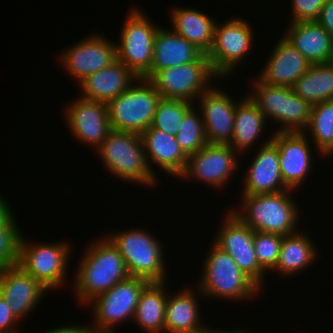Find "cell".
Returning <instances> with one entry per match:
<instances>
[{
	"instance_id": "6da1fadb",
	"label": "cell",
	"mask_w": 333,
	"mask_h": 333,
	"mask_svg": "<svg viewBox=\"0 0 333 333\" xmlns=\"http://www.w3.org/2000/svg\"><path fill=\"white\" fill-rule=\"evenodd\" d=\"M88 243L72 268L73 280H68L77 303L85 308L97 295L130 277L123 257L105 235Z\"/></svg>"
},
{
	"instance_id": "7a4b0ae2",
	"label": "cell",
	"mask_w": 333,
	"mask_h": 333,
	"mask_svg": "<svg viewBox=\"0 0 333 333\" xmlns=\"http://www.w3.org/2000/svg\"><path fill=\"white\" fill-rule=\"evenodd\" d=\"M296 192L287 189L277 193L241 195L238 206L235 204L228 209L253 231L286 236L300 230L299 221L304 210L292 197Z\"/></svg>"
},
{
	"instance_id": "3957f363",
	"label": "cell",
	"mask_w": 333,
	"mask_h": 333,
	"mask_svg": "<svg viewBox=\"0 0 333 333\" xmlns=\"http://www.w3.org/2000/svg\"><path fill=\"white\" fill-rule=\"evenodd\" d=\"M96 152L106 172L116 180L148 188H155L160 182L149 168L138 133L112 129Z\"/></svg>"
},
{
	"instance_id": "277c9868",
	"label": "cell",
	"mask_w": 333,
	"mask_h": 333,
	"mask_svg": "<svg viewBox=\"0 0 333 333\" xmlns=\"http://www.w3.org/2000/svg\"><path fill=\"white\" fill-rule=\"evenodd\" d=\"M211 243L201 265V277L195 283L203 294L202 298L233 302H249L258 298L262 290L239 268L228 253L212 241Z\"/></svg>"
},
{
	"instance_id": "5b68a950",
	"label": "cell",
	"mask_w": 333,
	"mask_h": 333,
	"mask_svg": "<svg viewBox=\"0 0 333 333\" xmlns=\"http://www.w3.org/2000/svg\"><path fill=\"white\" fill-rule=\"evenodd\" d=\"M145 227L114 230L104 234L123 257L130 276L143 278L149 282H164L166 275L165 247Z\"/></svg>"
},
{
	"instance_id": "8992f818",
	"label": "cell",
	"mask_w": 333,
	"mask_h": 333,
	"mask_svg": "<svg viewBox=\"0 0 333 333\" xmlns=\"http://www.w3.org/2000/svg\"><path fill=\"white\" fill-rule=\"evenodd\" d=\"M253 80L251 90L246 94L258 106L267 122L273 120L274 124L278 123L273 133L303 132L306 129L312 108L309 102L298 97L290 87L268 85L257 76Z\"/></svg>"
},
{
	"instance_id": "52a82bcc",
	"label": "cell",
	"mask_w": 333,
	"mask_h": 333,
	"mask_svg": "<svg viewBox=\"0 0 333 333\" xmlns=\"http://www.w3.org/2000/svg\"><path fill=\"white\" fill-rule=\"evenodd\" d=\"M24 236L20 242L18 265L50 293L53 289H63L64 285L68 283L66 276H68V266H70L68 262L73 256L71 253L73 245L66 240L49 241V243L32 242ZM70 254L72 255L70 256Z\"/></svg>"
},
{
	"instance_id": "ba28073f",
	"label": "cell",
	"mask_w": 333,
	"mask_h": 333,
	"mask_svg": "<svg viewBox=\"0 0 333 333\" xmlns=\"http://www.w3.org/2000/svg\"><path fill=\"white\" fill-rule=\"evenodd\" d=\"M127 14L116 41L117 60L138 78H144L151 70L155 34L160 26L153 24L141 7H132Z\"/></svg>"
},
{
	"instance_id": "9c48e42d",
	"label": "cell",
	"mask_w": 333,
	"mask_h": 333,
	"mask_svg": "<svg viewBox=\"0 0 333 333\" xmlns=\"http://www.w3.org/2000/svg\"><path fill=\"white\" fill-rule=\"evenodd\" d=\"M224 21L216 22L213 44L206 54L213 72L223 80L233 76L242 65L256 39L252 24L247 20L233 17Z\"/></svg>"
},
{
	"instance_id": "30bf717a",
	"label": "cell",
	"mask_w": 333,
	"mask_h": 333,
	"mask_svg": "<svg viewBox=\"0 0 333 333\" xmlns=\"http://www.w3.org/2000/svg\"><path fill=\"white\" fill-rule=\"evenodd\" d=\"M161 98L148 79L138 78L107 103L111 129L141 134L151 126Z\"/></svg>"
},
{
	"instance_id": "8fae6325",
	"label": "cell",
	"mask_w": 333,
	"mask_h": 333,
	"mask_svg": "<svg viewBox=\"0 0 333 333\" xmlns=\"http://www.w3.org/2000/svg\"><path fill=\"white\" fill-rule=\"evenodd\" d=\"M148 283L143 278L130 276L97 295L87 304L92 309L91 326L98 333H116L119 324L133 321L141 292Z\"/></svg>"
},
{
	"instance_id": "7c38bea8",
	"label": "cell",
	"mask_w": 333,
	"mask_h": 333,
	"mask_svg": "<svg viewBox=\"0 0 333 333\" xmlns=\"http://www.w3.org/2000/svg\"><path fill=\"white\" fill-rule=\"evenodd\" d=\"M217 79L222 81L213 72L208 56L204 53L193 62L157 71L149 81L162 98L195 104L202 93L218 82Z\"/></svg>"
},
{
	"instance_id": "4fadbf2b",
	"label": "cell",
	"mask_w": 333,
	"mask_h": 333,
	"mask_svg": "<svg viewBox=\"0 0 333 333\" xmlns=\"http://www.w3.org/2000/svg\"><path fill=\"white\" fill-rule=\"evenodd\" d=\"M225 217V218H224ZM214 233L213 243L228 253L239 268L262 290L265 289L266 272L260 267L254 246V231L229 209Z\"/></svg>"
},
{
	"instance_id": "5bb4252c",
	"label": "cell",
	"mask_w": 333,
	"mask_h": 333,
	"mask_svg": "<svg viewBox=\"0 0 333 333\" xmlns=\"http://www.w3.org/2000/svg\"><path fill=\"white\" fill-rule=\"evenodd\" d=\"M240 157L242 158L230 145L208 143L188 156L185 170L178 179L186 182L196 180L221 191L240 168Z\"/></svg>"
},
{
	"instance_id": "9a60e30c",
	"label": "cell",
	"mask_w": 333,
	"mask_h": 333,
	"mask_svg": "<svg viewBox=\"0 0 333 333\" xmlns=\"http://www.w3.org/2000/svg\"><path fill=\"white\" fill-rule=\"evenodd\" d=\"M88 35L63 48L56 58L76 84L117 60L116 40L99 32Z\"/></svg>"
},
{
	"instance_id": "2e32d148",
	"label": "cell",
	"mask_w": 333,
	"mask_h": 333,
	"mask_svg": "<svg viewBox=\"0 0 333 333\" xmlns=\"http://www.w3.org/2000/svg\"><path fill=\"white\" fill-rule=\"evenodd\" d=\"M272 141L278 147L280 173L284 184L292 190L298 191L306 179L313 172L315 154L324 157L313 149L312 143L303 132H277L272 134Z\"/></svg>"
},
{
	"instance_id": "e0dca14e",
	"label": "cell",
	"mask_w": 333,
	"mask_h": 333,
	"mask_svg": "<svg viewBox=\"0 0 333 333\" xmlns=\"http://www.w3.org/2000/svg\"><path fill=\"white\" fill-rule=\"evenodd\" d=\"M72 99L63 109V120L73 139L96 150L112 130L107 104L79 95Z\"/></svg>"
},
{
	"instance_id": "ac0fdd59",
	"label": "cell",
	"mask_w": 333,
	"mask_h": 333,
	"mask_svg": "<svg viewBox=\"0 0 333 333\" xmlns=\"http://www.w3.org/2000/svg\"><path fill=\"white\" fill-rule=\"evenodd\" d=\"M217 85H212L202 93L195 106L201 112L207 142L228 145L233 136L235 110L239 100L235 101L229 92Z\"/></svg>"
},
{
	"instance_id": "d6986e66",
	"label": "cell",
	"mask_w": 333,
	"mask_h": 333,
	"mask_svg": "<svg viewBox=\"0 0 333 333\" xmlns=\"http://www.w3.org/2000/svg\"><path fill=\"white\" fill-rule=\"evenodd\" d=\"M49 292L18 264L0 270V294L20 320L33 313ZM41 300V301H40Z\"/></svg>"
},
{
	"instance_id": "ffe728a7",
	"label": "cell",
	"mask_w": 333,
	"mask_h": 333,
	"mask_svg": "<svg viewBox=\"0 0 333 333\" xmlns=\"http://www.w3.org/2000/svg\"><path fill=\"white\" fill-rule=\"evenodd\" d=\"M250 165L243 172L242 195L277 193L289 189L281 177L278 147L271 140L252 154Z\"/></svg>"
},
{
	"instance_id": "44dd1931",
	"label": "cell",
	"mask_w": 333,
	"mask_h": 333,
	"mask_svg": "<svg viewBox=\"0 0 333 333\" xmlns=\"http://www.w3.org/2000/svg\"><path fill=\"white\" fill-rule=\"evenodd\" d=\"M256 75L268 85L292 87L309 67L308 60L282 35Z\"/></svg>"
},
{
	"instance_id": "7402d4cb",
	"label": "cell",
	"mask_w": 333,
	"mask_h": 333,
	"mask_svg": "<svg viewBox=\"0 0 333 333\" xmlns=\"http://www.w3.org/2000/svg\"><path fill=\"white\" fill-rule=\"evenodd\" d=\"M200 295L203 296L194 285L182 289L180 287L174 293L168 292L164 333H202L210 328L201 318Z\"/></svg>"
},
{
	"instance_id": "603a6c76",
	"label": "cell",
	"mask_w": 333,
	"mask_h": 333,
	"mask_svg": "<svg viewBox=\"0 0 333 333\" xmlns=\"http://www.w3.org/2000/svg\"><path fill=\"white\" fill-rule=\"evenodd\" d=\"M267 124L264 114L259 110L258 106L251 100V98L247 94L242 96L236 105L234 131L228 145L241 156H245L247 152L250 153L249 151L251 149L252 151H256L257 149L255 148L267 144L272 140L271 133H269V137H263L264 132L268 128ZM262 139L266 140L262 141ZM260 140L262 141L261 143ZM256 143H260V145H257Z\"/></svg>"
},
{
	"instance_id": "cb8c5ba5",
	"label": "cell",
	"mask_w": 333,
	"mask_h": 333,
	"mask_svg": "<svg viewBox=\"0 0 333 333\" xmlns=\"http://www.w3.org/2000/svg\"><path fill=\"white\" fill-rule=\"evenodd\" d=\"M146 159L151 171L156 175V168L172 178H179L184 172L188 156L180 148L176 137L161 130L149 127L140 134ZM155 169V170H154Z\"/></svg>"
},
{
	"instance_id": "d4e9b609",
	"label": "cell",
	"mask_w": 333,
	"mask_h": 333,
	"mask_svg": "<svg viewBox=\"0 0 333 333\" xmlns=\"http://www.w3.org/2000/svg\"><path fill=\"white\" fill-rule=\"evenodd\" d=\"M137 80L138 77L126 65L116 60L109 67L86 77L77 89L80 97L107 104Z\"/></svg>"
},
{
	"instance_id": "484cf974",
	"label": "cell",
	"mask_w": 333,
	"mask_h": 333,
	"mask_svg": "<svg viewBox=\"0 0 333 333\" xmlns=\"http://www.w3.org/2000/svg\"><path fill=\"white\" fill-rule=\"evenodd\" d=\"M282 34L310 64L330 63L333 38L317 21L290 23Z\"/></svg>"
},
{
	"instance_id": "4316f807",
	"label": "cell",
	"mask_w": 333,
	"mask_h": 333,
	"mask_svg": "<svg viewBox=\"0 0 333 333\" xmlns=\"http://www.w3.org/2000/svg\"><path fill=\"white\" fill-rule=\"evenodd\" d=\"M204 52L181 35L160 25L155 34L153 60L150 72L144 79H150L157 71L177 67L199 59Z\"/></svg>"
},
{
	"instance_id": "83f0119b",
	"label": "cell",
	"mask_w": 333,
	"mask_h": 333,
	"mask_svg": "<svg viewBox=\"0 0 333 333\" xmlns=\"http://www.w3.org/2000/svg\"><path fill=\"white\" fill-rule=\"evenodd\" d=\"M306 229H300L296 233L283 236L279 258L275 269L272 271L280 277L291 279L294 275L308 270L316 260H319V249L311 234Z\"/></svg>"
},
{
	"instance_id": "f1b7e54d",
	"label": "cell",
	"mask_w": 333,
	"mask_h": 333,
	"mask_svg": "<svg viewBox=\"0 0 333 333\" xmlns=\"http://www.w3.org/2000/svg\"><path fill=\"white\" fill-rule=\"evenodd\" d=\"M183 7L176 6L170 10V29L207 54L213 44L217 20L197 8Z\"/></svg>"
},
{
	"instance_id": "f546056e",
	"label": "cell",
	"mask_w": 333,
	"mask_h": 333,
	"mask_svg": "<svg viewBox=\"0 0 333 333\" xmlns=\"http://www.w3.org/2000/svg\"><path fill=\"white\" fill-rule=\"evenodd\" d=\"M167 282H149L141 292L132 322L146 333H164Z\"/></svg>"
},
{
	"instance_id": "4dcf8cb0",
	"label": "cell",
	"mask_w": 333,
	"mask_h": 333,
	"mask_svg": "<svg viewBox=\"0 0 333 333\" xmlns=\"http://www.w3.org/2000/svg\"><path fill=\"white\" fill-rule=\"evenodd\" d=\"M291 89L311 105L333 100V65L311 64L308 71L292 85Z\"/></svg>"
},
{
	"instance_id": "1f68e13d",
	"label": "cell",
	"mask_w": 333,
	"mask_h": 333,
	"mask_svg": "<svg viewBox=\"0 0 333 333\" xmlns=\"http://www.w3.org/2000/svg\"><path fill=\"white\" fill-rule=\"evenodd\" d=\"M303 133L325 160L333 156V100L312 105L309 124Z\"/></svg>"
},
{
	"instance_id": "d6a6232c",
	"label": "cell",
	"mask_w": 333,
	"mask_h": 333,
	"mask_svg": "<svg viewBox=\"0 0 333 333\" xmlns=\"http://www.w3.org/2000/svg\"><path fill=\"white\" fill-rule=\"evenodd\" d=\"M194 105V103L185 100L161 98L150 127L176 136L184 115Z\"/></svg>"
},
{
	"instance_id": "836d02e7",
	"label": "cell",
	"mask_w": 333,
	"mask_h": 333,
	"mask_svg": "<svg viewBox=\"0 0 333 333\" xmlns=\"http://www.w3.org/2000/svg\"><path fill=\"white\" fill-rule=\"evenodd\" d=\"M175 137L187 156L198 152L208 144L202 115L195 105L184 115L182 125Z\"/></svg>"
},
{
	"instance_id": "e575fe53",
	"label": "cell",
	"mask_w": 333,
	"mask_h": 333,
	"mask_svg": "<svg viewBox=\"0 0 333 333\" xmlns=\"http://www.w3.org/2000/svg\"><path fill=\"white\" fill-rule=\"evenodd\" d=\"M15 214L0 227V270L17 265L23 231L18 226Z\"/></svg>"
},
{
	"instance_id": "d590c367",
	"label": "cell",
	"mask_w": 333,
	"mask_h": 333,
	"mask_svg": "<svg viewBox=\"0 0 333 333\" xmlns=\"http://www.w3.org/2000/svg\"><path fill=\"white\" fill-rule=\"evenodd\" d=\"M283 235L254 231V246L260 267L269 274L277 264Z\"/></svg>"
},
{
	"instance_id": "8d00e7d4",
	"label": "cell",
	"mask_w": 333,
	"mask_h": 333,
	"mask_svg": "<svg viewBox=\"0 0 333 333\" xmlns=\"http://www.w3.org/2000/svg\"><path fill=\"white\" fill-rule=\"evenodd\" d=\"M326 0H292L290 22L316 21Z\"/></svg>"
},
{
	"instance_id": "74e56055",
	"label": "cell",
	"mask_w": 333,
	"mask_h": 333,
	"mask_svg": "<svg viewBox=\"0 0 333 333\" xmlns=\"http://www.w3.org/2000/svg\"><path fill=\"white\" fill-rule=\"evenodd\" d=\"M21 321L12 313L6 300L0 294V333H24L16 326Z\"/></svg>"
},
{
	"instance_id": "f35d334b",
	"label": "cell",
	"mask_w": 333,
	"mask_h": 333,
	"mask_svg": "<svg viewBox=\"0 0 333 333\" xmlns=\"http://www.w3.org/2000/svg\"><path fill=\"white\" fill-rule=\"evenodd\" d=\"M39 333H98L91 324L85 323H73L70 324H62V326H54V328L43 330V332Z\"/></svg>"
},
{
	"instance_id": "ab89813d",
	"label": "cell",
	"mask_w": 333,
	"mask_h": 333,
	"mask_svg": "<svg viewBox=\"0 0 333 333\" xmlns=\"http://www.w3.org/2000/svg\"><path fill=\"white\" fill-rule=\"evenodd\" d=\"M333 38V0H326L316 20Z\"/></svg>"
},
{
	"instance_id": "60d3db41",
	"label": "cell",
	"mask_w": 333,
	"mask_h": 333,
	"mask_svg": "<svg viewBox=\"0 0 333 333\" xmlns=\"http://www.w3.org/2000/svg\"><path fill=\"white\" fill-rule=\"evenodd\" d=\"M11 205L12 204H9L5 197L0 194V227L14 215V208H11Z\"/></svg>"
},
{
	"instance_id": "b9f144b4",
	"label": "cell",
	"mask_w": 333,
	"mask_h": 333,
	"mask_svg": "<svg viewBox=\"0 0 333 333\" xmlns=\"http://www.w3.org/2000/svg\"><path fill=\"white\" fill-rule=\"evenodd\" d=\"M228 330V331H227ZM222 329V328H220V333H254V332H252L251 330H246V329H244V328H239L238 327V329H232V330H230L229 328L228 329Z\"/></svg>"
},
{
	"instance_id": "7bdbcfd3",
	"label": "cell",
	"mask_w": 333,
	"mask_h": 333,
	"mask_svg": "<svg viewBox=\"0 0 333 333\" xmlns=\"http://www.w3.org/2000/svg\"><path fill=\"white\" fill-rule=\"evenodd\" d=\"M202 333H220V328L217 329L216 327L210 326V328Z\"/></svg>"
},
{
	"instance_id": "ee69618b",
	"label": "cell",
	"mask_w": 333,
	"mask_h": 333,
	"mask_svg": "<svg viewBox=\"0 0 333 333\" xmlns=\"http://www.w3.org/2000/svg\"><path fill=\"white\" fill-rule=\"evenodd\" d=\"M332 65H333V55H332V59H331V62H330Z\"/></svg>"
}]
</instances>
